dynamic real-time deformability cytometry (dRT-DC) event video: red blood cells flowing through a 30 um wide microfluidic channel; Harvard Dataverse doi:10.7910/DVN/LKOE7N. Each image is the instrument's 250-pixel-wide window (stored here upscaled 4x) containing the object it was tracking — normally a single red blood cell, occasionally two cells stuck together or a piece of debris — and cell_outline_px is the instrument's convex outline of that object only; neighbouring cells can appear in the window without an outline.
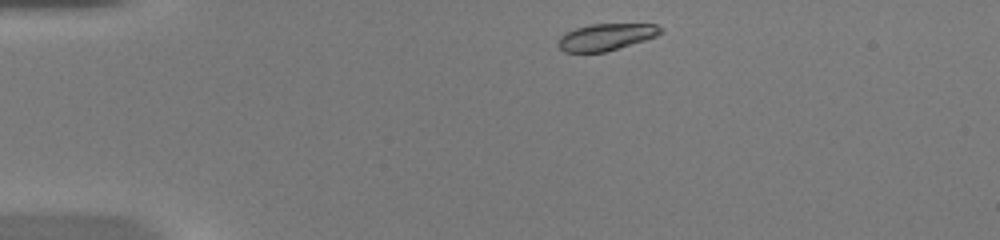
{"species": "common noctule bat (a hibernating species)", "species_latin": "Nyctalus noctula", "temperature_condition": "warm", "stored_images_in_passage": 42, "camera_frame_rate_fps": 3000, "um_per_image_px": 0.085, "animal": {"sex": "female", "body_mass_g": 20.0, "forearm_length_mm": 54.0}, "frame": {"image": 1, "passage_image": 1, "time_ms": 0.0, "image_size_px": [1000, 240], "cell_outline_px": [[664, 32], [656, 36], [644, 40], [604, 52], [564, 52], [556, 44], [560, 36], [564, 32], [576, 28], [592, 24], [656, 24], [664, 28]], "centroid_in_image_um": [51.5, 3.13], "position_along_channel_um": 33.5, "area_um2": 16.01}}
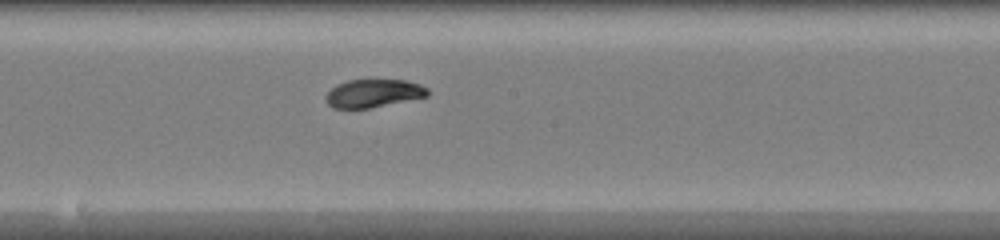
{"frame": {"image": 2, "passage_image": 19, "time_ms": 6.0, "image_size_px": [1000, 240], "cell_outline_px": [[428, 96], [368, 108], [332, 108], [328, 104], [324, 96], [336, 84], [348, 80], [404, 80], [420, 84], [428, 88]], "centroid_in_image_um": [31.72, 7.92], "position_along_channel_um": 216.5, "area_um2": 16.53}}
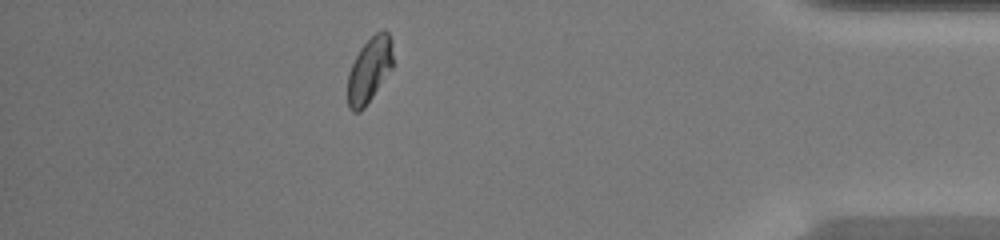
{"frame": {"image": 3, "passage_image": 36, "time_ms": 11.667, "image_size_px": [1000, 240], "cell_outline_px": [[392, 68], [364, 108], [360, 112], [352, 112], [348, 108], [348, 72], [360, 48], [376, 32], [384, 28], [388, 32], [392, 40]], "centroid_in_image_um": [31.4, 5.94], "position_along_channel_um": 403.8, "area_um2": 17.17}, "authors_computed_cell_mechanics": {"area_um2": 17.1666, "velocity_mm_per_s": 4.0193, "shape_relaxation_time_tau1_ms": 4.3425, "shape_relaxation_time_tau2_ms": 1.0174, "deformation_change_tau1": 0.1687, "deformation_change_tau2": 0.0414}}